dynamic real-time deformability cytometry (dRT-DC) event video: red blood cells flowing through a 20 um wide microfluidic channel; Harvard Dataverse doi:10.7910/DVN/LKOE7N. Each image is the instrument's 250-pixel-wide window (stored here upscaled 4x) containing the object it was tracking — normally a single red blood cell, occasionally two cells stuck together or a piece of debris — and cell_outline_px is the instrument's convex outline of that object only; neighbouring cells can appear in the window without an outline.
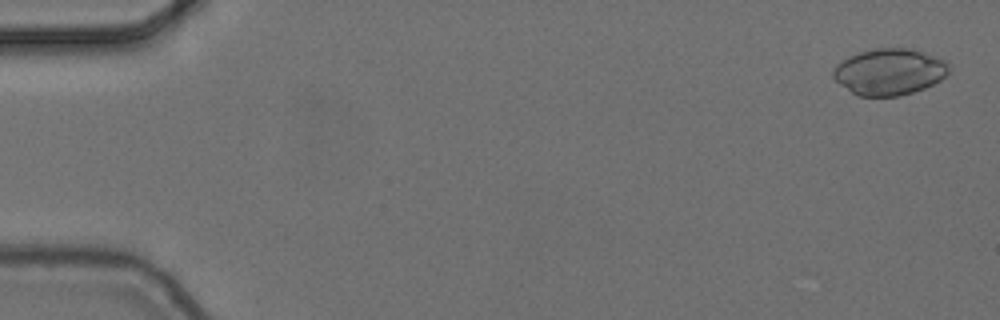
{"species": "common noctule bat (a hibernating species)", "species_latin": "Nyctalus noctula", "temperature_condition": "cold", "stored_images_in_passage": 4, "camera_frame_rate_fps": 3000, "um_per_image_px": 0.085, "animal": {"sex": "female", "body_mass_g": 24.6, "forearm_length_mm": 56.2}, "frame": {"image": 1, "passage_image": 1, "time_ms": 0.0, "image_size_px": [1000, 320], "cell_outline_px": [[948, 72], [940, 80], [924, 88], [900, 96], [856, 96], [840, 84], [832, 76], [832, 72], [836, 64], [848, 56], [872, 48], [916, 48], [936, 56], [944, 60], [948, 64]], "centroid_in_image_um": [75.58, 6.09], "position_along_channel_um": 9.4, "area_um2": 31.5}}